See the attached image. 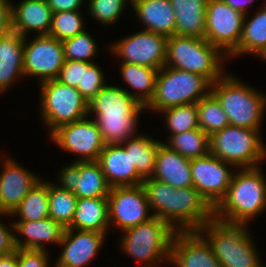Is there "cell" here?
I'll use <instances>...</instances> for the list:
<instances>
[{
    "label": "cell",
    "instance_id": "obj_24",
    "mask_svg": "<svg viewBox=\"0 0 266 267\" xmlns=\"http://www.w3.org/2000/svg\"><path fill=\"white\" fill-rule=\"evenodd\" d=\"M131 4L145 30L166 38L175 34L176 17L170 0H132Z\"/></svg>",
    "mask_w": 266,
    "mask_h": 267
},
{
    "label": "cell",
    "instance_id": "obj_29",
    "mask_svg": "<svg viewBox=\"0 0 266 267\" xmlns=\"http://www.w3.org/2000/svg\"><path fill=\"white\" fill-rule=\"evenodd\" d=\"M120 66L121 76L126 84L139 92L133 94V97L146 106L155 91L158 69L132 63H122Z\"/></svg>",
    "mask_w": 266,
    "mask_h": 267
},
{
    "label": "cell",
    "instance_id": "obj_22",
    "mask_svg": "<svg viewBox=\"0 0 266 267\" xmlns=\"http://www.w3.org/2000/svg\"><path fill=\"white\" fill-rule=\"evenodd\" d=\"M12 29L23 37L29 32L48 35L51 27L52 11L47 0H22L18 6H11Z\"/></svg>",
    "mask_w": 266,
    "mask_h": 267
},
{
    "label": "cell",
    "instance_id": "obj_7",
    "mask_svg": "<svg viewBox=\"0 0 266 267\" xmlns=\"http://www.w3.org/2000/svg\"><path fill=\"white\" fill-rule=\"evenodd\" d=\"M259 136L260 130L228 125L209 136L210 153L238 169L260 167L266 146Z\"/></svg>",
    "mask_w": 266,
    "mask_h": 267
},
{
    "label": "cell",
    "instance_id": "obj_36",
    "mask_svg": "<svg viewBox=\"0 0 266 267\" xmlns=\"http://www.w3.org/2000/svg\"><path fill=\"white\" fill-rule=\"evenodd\" d=\"M48 196L49 217L67 228L74 217L77 196L51 182H48Z\"/></svg>",
    "mask_w": 266,
    "mask_h": 267
},
{
    "label": "cell",
    "instance_id": "obj_50",
    "mask_svg": "<svg viewBox=\"0 0 266 267\" xmlns=\"http://www.w3.org/2000/svg\"><path fill=\"white\" fill-rule=\"evenodd\" d=\"M225 3L230 5L233 9L241 12L242 14L246 15L249 13L247 11V4H252V0H223Z\"/></svg>",
    "mask_w": 266,
    "mask_h": 267
},
{
    "label": "cell",
    "instance_id": "obj_44",
    "mask_svg": "<svg viewBox=\"0 0 266 267\" xmlns=\"http://www.w3.org/2000/svg\"><path fill=\"white\" fill-rule=\"evenodd\" d=\"M46 250L18 249V267H50Z\"/></svg>",
    "mask_w": 266,
    "mask_h": 267
},
{
    "label": "cell",
    "instance_id": "obj_33",
    "mask_svg": "<svg viewBox=\"0 0 266 267\" xmlns=\"http://www.w3.org/2000/svg\"><path fill=\"white\" fill-rule=\"evenodd\" d=\"M105 145L122 144L136 135L137 116H95Z\"/></svg>",
    "mask_w": 266,
    "mask_h": 267
},
{
    "label": "cell",
    "instance_id": "obj_46",
    "mask_svg": "<svg viewBox=\"0 0 266 267\" xmlns=\"http://www.w3.org/2000/svg\"><path fill=\"white\" fill-rule=\"evenodd\" d=\"M1 215L9 216V214L1 213ZM12 230L3 225L0 220V256H4L10 253H13L16 250L14 242V234Z\"/></svg>",
    "mask_w": 266,
    "mask_h": 267
},
{
    "label": "cell",
    "instance_id": "obj_42",
    "mask_svg": "<svg viewBox=\"0 0 266 267\" xmlns=\"http://www.w3.org/2000/svg\"><path fill=\"white\" fill-rule=\"evenodd\" d=\"M97 66L94 63L82 61L81 84H78L76 89L88 104L105 86L103 72Z\"/></svg>",
    "mask_w": 266,
    "mask_h": 267
},
{
    "label": "cell",
    "instance_id": "obj_11",
    "mask_svg": "<svg viewBox=\"0 0 266 267\" xmlns=\"http://www.w3.org/2000/svg\"><path fill=\"white\" fill-rule=\"evenodd\" d=\"M107 199L109 224L116 225L121 231L153 218V214L148 213L150 206L142 184L112 187Z\"/></svg>",
    "mask_w": 266,
    "mask_h": 267
},
{
    "label": "cell",
    "instance_id": "obj_35",
    "mask_svg": "<svg viewBox=\"0 0 266 267\" xmlns=\"http://www.w3.org/2000/svg\"><path fill=\"white\" fill-rule=\"evenodd\" d=\"M209 136L200 128L184 133L171 135L167 145L183 157L193 159L207 155L210 152Z\"/></svg>",
    "mask_w": 266,
    "mask_h": 267
},
{
    "label": "cell",
    "instance_id": "obj_13",
    "mask_svg": "<svg viewBox=\"0 0 266 267\" xmlns=\"http://www.w3.org/2000/svg\"><path fill=\"white\" fill-rule=\"evenodd\" d=\"M50 139L63 150L80 154L75 162L98 161L105 147L97 124L87 117L59 127Z\"/></svg>",
    "mask_w": 266,
    "mask_h": 267
},
{
    "label": "cell",
    "instance_id": "obj_12",
    "mask_svg": "<svg viewBox=\"0 0 266 267\" xmlns=\"http://www.w3.org/2000/svg\"><path fill=\"white\" fill-rule=\"evenodd\" d=\"M167 39L152 31L142 30L122 38L110 47L122 63H132L160 69L165 66Z\"/></svg>",
    "mask_w": 266,
    "mask_h": 267
},
{
    "label": "cell",
    "instance_id": "obj_31",
    "mask_svg": "<svg viewBox=\"0 0 266 267\" xmlns=\"http://www.w3.org/2000/svg\"><path fill=\"white\" fill-rule=\"evenodd\" d=\"M142 186L150 209H156L153 217L166 221L173 228V200L176 188L152 177L145 178Z\"/></svg>",
    "mask_w": 266,
    "mask_h": 267
},
{
    "label": "cell",
    "instance_id": "obj_19",
    "mask_svg": "<svg viewBox=\"0 0 266 267\" xmlns=\"http://www.w3.org/2000/svg\"><path fill=\"white\" fill-rule=\"evenodd\" d=\"M98 162L102 168L108 185L112 187L138 186L144 178L132 165L130 151H126L121 144L105 145Z\"/></svg>",
    "mask_w": 266,
    "mask_h": 267
},
{
    "label": "cell",
    "instance_id": "obj_23",
    "mask_svg": "<svg viewBox=\"0 0 266 267\" xmlns=\"http://www.w3.org/2000/svg\"><path fill=\"white\" fill-rule=\"evenodd\" d=\"M191 159L183 157L170 149L163 142L156 155V163L152 178L162 181L174 188L193 186L191 177Z\"/></svg>",
    "mask_w": 266,
    "mask_h": 267
},
{
    "label": "cell",
    "instance_id": "obj_49",
    "mask_svg": "<svg viewBox=\"0 0 266 267\" xmlns=\"http://www.w3.org/2000/svg\"><path fill=\"white\" fill-rule=\"evenodd\" d=\"M0 267H18V249L13 253L0 256Z\"/></svg>",
    "mask_w": 266,
    "mask_h": 267
},
{
    "label": "cell",
    "instance_id": "obj_32",
    "mask_svg": "<svg viewBox=\"0 0 266 267\" xmlns=\"http://www.w3.org/2000/svg\"><path fill=\"white\" fill-rule=\"evenodd\" d=\"M74 194L77 198L108 197L111 187L98 161L80 162V176Z\"/></svg>",
    "mask_w": 266,
    "mask_h": 267
},
{
    "label": "cell",
    "instance_id": "obj_39",
    "mask_svg": "<svg viewBox=\"0 0 266 267\" xmlns=\"http://www.w3.org/2000/svg\"><path fill=\"white\" fill-rule=\"evenodd\" d=\"M84 31V22L79 10L52 13L49 36L64 41Z\"/></svg>",
    "mask_w": 266,
    "mask_h": 267
},
{
    "label": "cell",
    "instance_id": "obj_28",
    "mask_svg": "<svg viewBox=\"0 0 266 267\" xmlns=\"http://www.w3.org/2000/svg\"><path fill=\"white\" fill-rule=\"evenodd\" d=\"M137 135L128 138L121 145L126 151H130L132 165H135L137 172L145 179L154 174L156 155L159 146L163 143L160 140H154L153 137ZM125 143V144H124Z\"/></svg>",
    "mask_w": 266,
    "mask_h": 267
},
{
    "label": "cell",
    "instance_id": "obj_40",
    "mask_svg": "<svg viewBox=\"0 0 266 267\" xmlns=\"http://www.w3.org/2000/svg\"><path fill=\"white\" fill-rule=\"evenodd\" d=\"M62 45L65 60L93 63L91 59L97 53V44L87 31L62 41Z\"/></svg>",
    "mask_w": 266,
    "mask_h": 267
},
{
    "label": "cell",
    "instance_id": "obj_47",
    "mask_svg": "<svg viewBox=\"0 0 266 267\" xmlns=\"http://www.w3.org/2000/svg\"><path fill=\"white\" fill-rule=\"evenodd\" d=\"M11 6L8 0H0V38L13 31Z\"/></svg>",
    "mask_w": 266,
    "mask_h": 267
},
{
    "label": "cell",
    "instance_id": "obj_17",
    "mask_svg": "<svg viewBox=\"0 0 266 267\" xmlns=\"http://www.w3.org/2000/svg\"><path fill=\"white\" fill-rule=\"evenodd\" d=\"M105 235L95 231L65 228L59 243L63 250L54 267H85L101 249Z\"/></svg>",
    "mask_w": 266,
    "mask_h": 267
},
{
    "label": "cell",
    "instance_id": "obj_10",
    "mask_svg": "<svg viewBox=\"0 0 266 267\" xmlns=\"http://www.w3.org/2000/svg\"><path fill=\"white\" fill-rule=\"evenodd\" d=\"M190 166L193 187L215 208L226 195L234 175V170L228 167H236L210 152L191 159Z\"/></svg>",
    "mask_w": 266,
    "mask_h": 267
},
{
    "label": "cell",
    "instance_id": "obj_2",
    "mask_svg": "<svg viewBox=\"0 0 266 267\" xmlns=\"http://www.w3.org/2000/svg\"><path fill=\"white\" fill-rule=\"evenodd\" d=\"M230 74L225 73L211 85V94L228 116L230 125L260 130L266 95Z\"/></svg>",
    "mask_w": 266,
    "mask_h": 267
},
{
    "label": "cell",
    "instance_id": "obj_27",
    "mask_svg": "<svg viewBox=\"0 0 266 267\" xmlns=\"http://www.w3.org/2000/svg\"><path fill=\"white\" fill-rule=\"evenodd\" d=\"M176 17L175 34L205 37L207 0H170Z\"/></svg>",
    "mask_w": 266,
    "mask_h": 267
},
{
    "label": "cell",
    "instance_id": "obj_14",
    "mask_svg": "<svg viewBox=\"0 0 266 267\" xmlns=\"http://www.w3.org/2000/svg\"><path fill=\"white\" fill-rule=\"evenodd\" d=\"M24 39L23 72L40 78L39 82L56 79L64 64L62 41L49 35H36L29 44Z\"/></svg>",
    "mask_w": 266,
    "mask_h": 267
},
{
    "label": "cell",
    "instance_id": "obj_41",
    "mask_svg": "<svg viewBox=\"0 0 266 267\" xmlns=\"http://www.w3.org/2000/svg\"><path fill=\"white\" fill-rule=\"evenodd\" d=\"M127 1L132 0H90L89 15L102 23L104 26L111 25L116 22L123 13V9L128 4Z\"/></svg>",
    "mask_w": 266,
    "mask_h": 267
},
{
    "label": "cell",
    "instance_id": "obj_43",
    "mask_svg": "<svg viewBox=\"0 0 266 267\" xmlns=\"http://www.w3.org/2000/svg\"><path fill=\"white\" fill-rule=\"evenodd\" d=\"M82 61L65 60L56 78L62 84L77 88L81 84Z\"/></svg>",
    "mask_w": 266,
    "mask_h": 267
},
{
    "label": "cell",
    "instance_id": "obj_37",
    "mask_svg": "<svg viewBox=\"0 0 266 267\" xmlns=\"http://www.w3.org/2000/svg\"><path fill=\"white\" fill-rule=\"evenodd\" d=\"M199 128L208 136L230 125L218 100L210 93L197 102Z\"/></svg>",
    "mask_w": 266,
    "mask_h": 267
},
{
    "label": "cell",
    "instance_id": "obj_1",
    "mask_svg": "<svg viewBox=\"0 0 266 267\" xmlns=\"http://www.w3.org/2000/svg\"><path fill=\"white\" fill-rule=\"evenodd\" d=\"M239 172V173H238ZM266 207V179L259 167L234 173L226 195L214 208V217L228 224L246 225Z\"/></svg>",
    "mask_w": 266,
    "mask_h": 267
},
{
    "label": "cell",
    "instance_id": "obj_15",
    "mask_svg": "<svg viewBox=\"0 0 266 267\" xmlns=\"http://www.w3.org/2000/svg\"><path fill=\"white\" fill-rule=\"evenodd\" d=\"M214 218V208L193 186L176 188L173 200L174 230L198 231Z\"/></svg>",
    "mask_w": 266,
    "mask_h": 267
},
{
    "label": "cell",
    "instance_id": "obj_5",
    "mask_svg": "<svg viewBox=\"0 0 266 267\" xmlns=\"http://www.w3.org/2000/svg\"><path fill=\"white\" fill-rule=\"evenodd\" d=\"M212 83L204 76L177 68L163 66L158 70L155 91L146 110L165 109L197 103L211 93Z\"/></svg>",
    "mask_w": 266,
    "mask_h": 267
},
{
    "label": "cell",
    "instance_id": "obj_20",
    "mask_svg": "<svg viewBox=\"0 0 266 267\" xmlns=\"http://www.w3.org/2000/svg\"><path fill=\"white\" fill-rule=\"evenodd\" d=\"M143 110L133 93L114 85H105L88 104V114L96 116H139Z\"/></svg>",
    "mask_w": 266,
    "mask_h": 267
},
{
    "label": "cell",
    "instance_id": "obj_6",
    "mask_svg": "<svg viewBox=\"0 0 266 267\" xmlns=\"http://www.w3.org/2000/svg\"><path fill=\"white\" fill-rule=\"evenodd\" d=\"M175 232L166 221L153 217L124 230L120 246L124 253L146 264L142 267H159L157 261L169 262L171 241Z\"/></svg>",
    "mask_w": 266,
    "mask_h": 267
},
{
    "label": "cell",
    "instance_id": "obj_16",
    "mask_svg": "<svg viewBox=\"0 0 266 267\" xmlns=\"http://www.w3.org/2000/svg\"><path fill=\"white\" fill-rule=\"evenodd\" d=\"M177 267H221L211 245L198 231H176L169 263Z\"/></svg>",
    "mask_w": 266,
    "mask_h": 267
},
{
    "label": "cell",
    "instance_id": "obj_18",
    "mask_svg": "<svg viewBox=\"0 0 266 267\" xmlns=\"http://www.w3.org/2000/svg\"><path fill=\"white\" fill-rule=\"evenodd\" d=\"M4 162L0 173V212L11 215L41 179L12 158Z\"/></svg>",
    "mask_w": 266,
    "mask_h": 267
},
{
    "label": "cell",
    "instance_id": "obj_34",
    "mask_svg": "<svg viewBox=\"0 0 266 267\" xmlns=\"http://www.w3.org/2000/svg\"><path fill=\"white\" fill-rule=\"evenodd\" d=\"M38 182L23 198L10 216L20 217L18 221H34L49 217L48 181Z\"/></svg>",
    "mask_w": 266,
    "mask_h": 267
},
{
    "label": "cell",
    "instance_id": "obj_30",
    "mask_svg": "<svg viewBox=\"0 0 266 267\" xmlns=\"http://www.w3.org/2000/svg\"><path fill=\"white\" fill-rule=\"evenodd\" d=\"M250 21L245 15L242 36L238 48L229 56L243 53L261 56L266 50V4Z\"/></svg>",
    "mask_w": 266,
    "mask_h": 267
},
{
    "label": "cell",
    "instance_id": "obj_38",
    "mask_svg": "<svg viewBox=\"0 0 266 267\" xmlns=\"http://www.w3.org/2000/svg\"><path fill=\"white\" fill-rule=\"evenodd\" d=\"M172 135L199 128L197 103L180 105L160 111Z\"/></svg>",
    "mask_w": 266,
    "mask_h": 267
},
{
    "label": "cell",
    "instance_id": "obj_9",
    "mask_svg": "<svg viewBox=\"0 0 266 267\" xmlns=\"http://www.w3.org/2000/svg\"><path fill=\"white\" fill-rule=\"evenodd\" d=\"M244 18L223 0H207L204 38L229 57L239 46Z\"/></svg>",
    "mask_w": 266,
    "mask_h": 267
},
{
    "label": "cell",
    "instance_id": "obj_3",
    "mask_svg": "<svg viewBox=\"0 0 266 267\" xmlns=\"http://www.w3.org/2000/svg\"><path fill=\"white\" fill-rule=\"evenodd\" d=\"M198 232L211 245L221 267H262L246 225L228 224L214 218Z\"/></svg>",
    "mask_w": 266,
    "mask_h": 267
},
{
    "label": "cell",
    "instance_id": "obj_26",
    "mask_svg": "<svg viewBox=\"0 0 266 267\" xmlns=\"http://www.w3.org/2000/svg\"><path fill=\"white\" fill-rule=\"evenodd\" d=\"M109 226L107 197L77 198L74 217L67 228L106 234Z\"/></svg>",
    "mask_w": 266,
    "mask_h": 267
},
{
    "label": "cell",
    "instance_id": "obj_51",
    "mask_svg": "<svg viewBox=\"0 0 266 267\" xmlns=\"http://www.w3.org/2000/svg\"><path fill=\"white\" fill-rule=\"evenodd\" d=\"M263 60L266 61V50L262 53V55L260 56Z\"/></svg>",
    "mask_w": 266,
    "mask_h": 267
},
{
    "label": "cell",
    "instance_id": "obj_25",
    "mask_svg": "<svg viewBox=\"0 0 266 267\" xmlns=\"http://www.w3.org/2000/svg\"><path fill=\"white\" fill-rule=\"evenodd\" d=\"M24 39L14 31L0 38V92L24 75Z\"/></svg>",
    "mask_w": 266,
    "mask_h": 267
},
{
    "label": "cell",
    "instance_id": "obj_8",
    "mask_svg": "<svg viewBox=\"0 0 266 267\" xmlns=\"http://www.w3.org/2000/svg\"><path fill=\"white\" fill-rule=\"evenodd\" d=\"M41 117L50 128L49 136L59 127L88 117V103L75 88L56 79L41 82Z\"/></svg>",
    "mask_w": 266,
    "mask_h": 267
},
{
    "label": "cell",
    "instance_id": "obj_45",
    "mask_svg": "<svg viewBox=\"0 0 266 267\" xmlns=\"http://www.w3.org/2000/svg\"><path fill=\"white\" fill-rule=\"evenodd\" d=\"M59 172V183H61L58 186L74 193L77 189V181L80 176V162L74 161L72 164L66 165V167L64 166Z\"/></svg>",
    "mask_w": 266,
    "mask_h": 267
},
{
    "label": "cell",
    "instance_id": "obj_48",
    "mask_svg": "<svg viewBox=\"0 0 266 267\" xmlns=\"http://www.w3.org/2000/svg\"><path fill=\"white\" fill-rule=\"evenodd\" d=\"M85 0H47L52 13L78 11Z\"/></svg>",
    "mask_w": 266,
    "mask_h": 267
},
{
    "label": "cell",
    "instance_id": "obj_21",
    "mask_svg": "<svg viewBox=\"0 0 266 267\" xmlns=\"http://www.w3.org/2000/svg\"><path fill=\"white\" fill-rule=\"evenodd\" d=\"M11 229L24 240L14 234L16 249L46 250L44 243H59L62 240L65 228L50 217L34 221H15ZM43 242V243H42Z\"/></svg>",
    "mask_w": 266,
    "mask_h": 267
},
{
    "label": "cell",
    "instance_id": "obj_4",
    "mask_svg": "<svg viewBox=\"0 0 266 267\" xmlns=\"http://www.w3.org/2000/svg\"><path fill=\"white\" fill-rule=\"evenodd\" d=\"M223 57L227 58L205 38L174 34L167 39L165 66L197 73L212 84L225 74Z\"/></svg>",
    "mask_w": 266,
    "mask_h": 267
}]
</instances>
